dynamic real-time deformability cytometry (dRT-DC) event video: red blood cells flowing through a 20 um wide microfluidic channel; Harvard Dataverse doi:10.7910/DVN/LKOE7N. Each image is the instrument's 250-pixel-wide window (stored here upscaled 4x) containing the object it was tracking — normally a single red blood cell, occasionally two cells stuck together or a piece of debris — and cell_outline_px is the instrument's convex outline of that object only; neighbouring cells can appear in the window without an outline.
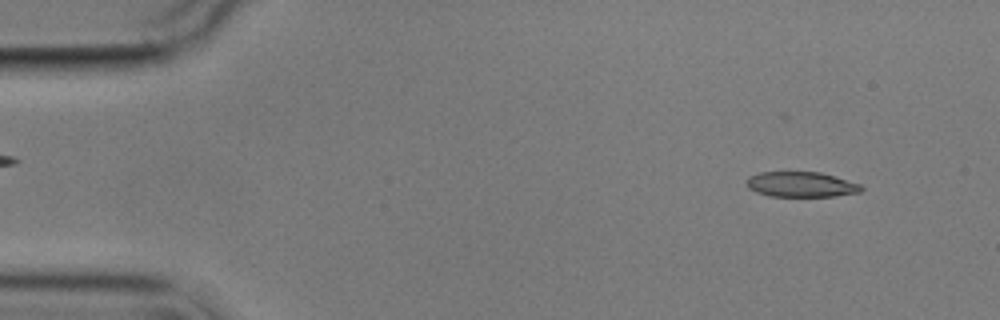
{"species": "common noctule bat (a hibernating species)", "species_latin": "Nyctalus noctula", "temperature_condition": "cold", "stored_images_in_passage": 4, "camera_frame_rate_fps": 3000, "um_per_image_px": 0.085, "animal": {"sex": "male", "body_mass_g": 17.9}, "frame": {"image": 1, "passage_image": 1, "time_ms": 0.0, "image_size_px": [1000, 320], "cell_outline_px": [[864, 188], [860, 192], [836, 196], [768, 196], [756, 192], [748, 188], [748, 176], [760, 172], [820, 172], [860, 184]], "centroid_in_image_um": [68.09, 15.68], "position_along_channel_um": 16.9, "area_um2": 16.76}}
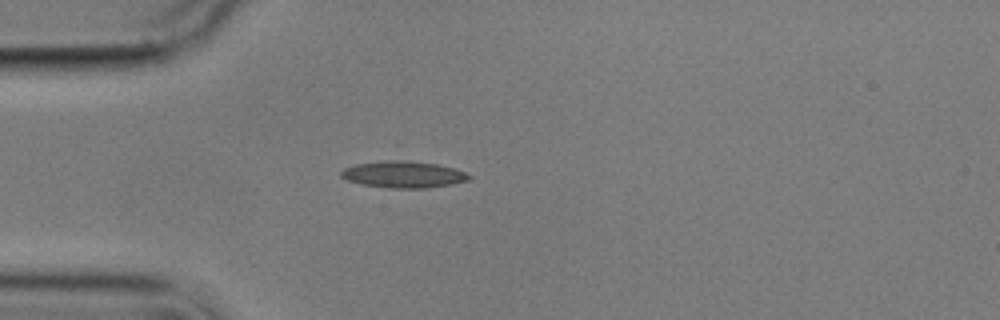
{"frame": {"image": 2, "passage_image": 4, "time_ms": 3.333, "image_size_px": [1000, 320], "cell_outline_px": [[472, 176], [468, 180], [452, 184], [428, 188], [388, 188], [360, 184], [348, 180], [340, 176], [340, 172], [344, 168], [356, 164], [388, 160], [400, 160], [436, 164], [452, 168], [464, 172]], "centroid_in_image_um": [34.26, 14.84], "position_along_channel_um": 50.7, "area_um2": 19.71}}